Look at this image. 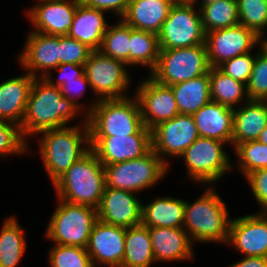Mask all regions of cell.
Wrapping results in <instances>:
<instances>
[{
  "label": "cell",
  "instance_id": "4",
  "mask_svg": "<svg viewBox=\"0 0 267 267\" xmlns=\"http://www.w3.org/2000/svg\"><path fill=\"white\" fill-rule=\"evenodd\" d=\"M52 185L56 199L98 209L106 187L104 166L90 149Z\"/></svg>",
  "mask_w": 267,
  "mask_h": 267
},
{
  "label": "cell",
  "instance_id": "39",
  "mask_svg": "<svg viewBox=\"0 0 267 267\" xmlns=\"http://www.w3.org/2000/svg\"><path fill=\"white\" fill-rule=\"evenodd\" d=\"M29 145L21 133L20 126L0 121V158L26 154L30 150Z\"/></svg>",
  "mask_w": 267,
  "mask_h": 267
},
{
  "label": "cell",
  "instance_id": "13",
  "mask_svg": "<svg viewBox=\"0 0 267 267\" xmlns=\"http://www.w3.org/2000/svg\"><path fill=\"white\" fill-rule=\"evenodd\" d=\"M90 147L103 165L138 159L152 149L151 130L143 125L128 136H90Z\"/></svg>",
  "mask_w": 267,
  "mask_h": 267
},
{
  "label": "cell",
  "instance_id": "32",
  "mask_svg": "<svg viewBox=\"0 0 267 267\" xmlns=\"http://www.w3.org/2000/svg\"><path fill=\"white\" fill-rule=\"evenodd\" d=\"M159 52L157 34L130 26L129 66L141 65L147 67L151 73L157 65Z\"/></svg>",
  "mask_w": 267,
  "mask_h": 267
},
{
  "label": "cell",
  "instance_id": "49",
  "mask_svg": "<svg viewBox=\"0 0 267 267\" xmlns=\"http://www.w3.org/2000/svg\"><path fill=\"white\" fill-rule=\"evenodd\" d=\"M174 3L193 4L195 0H173Z\"/></svg>",
  "mask_w": 267,
  "mask_h": 267
},
{
  "label": "cell",
  "instance_id": "42",
  "mask_svg": "<svg viewBox=\"0 0 267 267\" xmlns=\"http://www.w3.org/2000/svg\"><path fill=\"white\" fill-rule=\"evenodd\" d=\"M88 87L91 88L85 72L76 80L67 81L60 87L63 97L69 99L77 108H79L82 111L84 118H87L99 101L98 99L92 100L93 102L90 101L91 103L88 107H85V104L83 105V103L81 104V102H79L78 99L85 94V90Z\"/></svg>",
  "mask_w": 267,
  "mask_h": 267
},
{
  "label": "cell",
  "instance_id": "24",
  "mask_svg": "<svg viewBox=\"0 0 267 267\" xmlns=\"http://www.w3.org/2000/svg\"><path fill=\"white\" fill-rule=\"evenodd\" d=\"M267 126V101L248 100L233 114L232 147L257 140Z\"/></svg>",
  "mask_w": 267,
  "mask_h": 267
},
{
  "label": "cell",
  "instance_id": "41",
  "mask_svg": "<svg viewBox=\"0 0 267 267\" xmlns=\"http://www.w3.org/2000/svg\"><path fill=\"white\" fill-rule=\"evenodd\" d=\"M255 57L256 53L252 55L248 52L223 62L217 68L227 76L246 85L252 73Z\"/></svg>",
  "mask_w": 267,
  "mask_h": 267
},
{
  "label": "cell",
  "instance_id": "18",
  "mask_svg": "<svg viewBox=\"0 0 267 267\" xmlns=\"http://www.w3.org/2000/svg\"><path fill=\"white\" fill-rule=\"evenodd\" d=\"M36 2L25 12L33 27L31 31L50 36H67L79 1Z\"/></svg>",
  "mask_w": 267,
  "mask_h": 267
},
{
  "label": "cell",
  "instance_id": "37",
  "mask_svg": "<svg viewBox=\"0 0 267 267\" xmlns=\"http://www.w3.org/2000/svg\"><path fill=\"white\" fill-rule=\"evenodd\" d=\"M48 253L50 267H95L84 247L54 243Z\"/></svg>",
  "mask_w": 267,
  "mask_h": 267
},
{
  "label": "cell",
  "instance_id": "25",
  "mask_svg": "<svg viewBox=\"0 0 267 267\" xmlns=\"http://www.w3.org/2000/svg\"><path fill=\"white\" fill-rule=\"evenodd\" d=\"M173 4V0H130L121 19L134 29L158 34Z\"/></svg>",
  "mask_w": 267,
  "mask_h": 267
},
{
  "label": "cell",
  "instance_id": "40",
  "mask_svg": "<svg viewBox=\"0 0 267 267\" xmlns=\"http://www.w3.org/2000/svg\"><path fill=\"white\" fill-rule=\"evenodd\" d=\"M92 51L86 44L76 39L59 36V65H85Z\"/></svg>",
  "mask_w": 267,
  "mask_h": 267
},
{
  "label": "cell",
  "instance_id": "7",
  "mask_svg": "<svg viewBox=\"0 0 267 267\" xmlns=\"http://www.w3.org/2000/svg\"><path fill=\"white\" fill-rule=\"evenodd\" d=\"M103 166L106 187L136 194L158 184L170 170L152 149L141 158Z\"/></svg>",
  "mask_w": 267,
  "mask_h": 267
},
{
  "label": "cell",
  "instance_id": "5",
  "mask_svg": "<svg viewBox=\"0 0 267 267\" xmlns=\"http://www.w3.org/2000/svg\"><path fill=\"white\" fill-rule=\"evenodd\" d=\"M87 122L90 136H128L143 126L140 105L135 95L99 100L87 116Z\"/></svg>",
  "mask_w": 267,
  "mask_h": 267
},
{
  "label": "cell",
  "instance_id": "36",
  "mask_svg": "<svg viewBox=\"0 0 267 267\" xmlns=\"http://www.w3.org/2000/svg\"><path fill=\"white\" fill-rule=\"evenodd\" d=\"M239 24L264 38L267 31V1L237 0Z\"/></svg>",
  "mask_w": 267,
  "mask_h": 267
},
{
  "label": "cell",
  "instance_id": "21",
  "mask_svg": "<svg viewBox=\"0 0 267 267\" xmlns=\"http://www.w3.org/2000/svg\"><path fill=\"white\" fill-rule=\"evenodd\" d=\"M149 235L156 263L193 259L194 243L182 227H149Z\"/></svg>",
  "mask_w": 267,
  "mask_h": 267
},
{
  "label": "cell",
  "instance_id": "31",
  "mask_svg": "<svg viewBox=\"0 0 267 267\" xmlns=\"http://www.w3.org/2000/svg\"><path fill=\"white\" fill-rule=\"evenodd\" d=\"M211 101L235 109L249 100L246 85L227 76L217 67L209 69ZM240 103V104H239ZM239 105V106H238Z\"/></svg>",
  "mask_w": 267,
  "mask_h": 267
},
{
  "label": "cell",
  "instance_id": "1",
  "mask_svg": "<svg viewBox=\"0 0 267 267\" xmlns=\"http://www.w3.org/2000/svg\"><path fill=\"white\" fill-rule=\"evenodd\" d=\"M81 112V113H80ZM82 111L63 97L60 88L34 78L20 130L25 139L39 132L68 126Z\"/></svg>",
  "mask_w": 267,
  "mask_h": 267
},
{
  "label": "cell",
  "instance_id": "23",
  "mask_svg": "<svg viewBox=\"0 0 267 267\" xmlns=\"http://www.w3.org/2000/svg\"><path fill=\"white\" fill-rule=\"evenodd\" d=\"M34 78L26 72L0 83V121L21 125Z\"/></svg>",
  "mask_w": 267,
  "mask_h": 267
},
{
  "label": "cell",
  "instance_id": "16",
  "mask_svg": "<svg viewBox=\"0 0 267 267\" xmlns=\"http://www.w3.org/2000/svg\"><path fill=\"white\" fill-rule=\"evenodd\" d=\"M227 244L242 256L267 257V213L232 218Z\"/></svg>",
  "mask_w": 267,
  "mask_h": 267
},
{
  "label": "cell",
  "instance_id": "43",
  "mask_svg": "<svg viewBox=\"0 0 267 267\" xmlns=\"http://www.w3.org/2000/svg\"><path fill=\"white\" fill-rule=\"evenodd\" d=\"M256 203L261 209L257 213H267V168L254 170L245 177Z\"/></svg>",
  "mask_w": 267,
  "mask_h": 267
},
{
  "label": "cell",
  "instance_id": "34",
  "mask_svg": "<svg viewBox=\"0 0 267 267\" xmlns=\"http://www.w3.org/2000/svg\"><path fill=\"white\" fill-rule=\"evenodd\" d=\"M99 51L129 66L130 26L122 19H119L113 25L109 24Z\"/></svg>",
  "mask_w": 267,
  "mask_h": 267
},
{
  "label": "cell",
  "instance_id": "50",
  "mask_svg": "<svg viewBox=\"0 0 267 267\" xmlns=\"http://www.w3.org/2000/svg\"><path fill=\"white\" fill-rule=\"evenodd\" d=\"M265 37L261 39V44L262 47L267 51V35Z\"/></svg>",
  "mask_w": 267,
  "mask_h": 267
},
{
  "label": "cell",
  "instance_id": "48",
  "mask_svg": "<svg viewBox=\"0 0 267 267\" xmlns=\"http://www.w3.org/2000/svg\"><path fill=\"white\" fill-rule=\"evenodd\" d=\"M200 3L199 4V6H204V5H208V4H210V3H213V2H216V1H219V0H195V2L193 3L195 6H196V4H197V6H198V2Z\"/></svg>",
  "mask_w": 267,
  "mask_h": 267
},
{
  "label": "cell",
  "instance_id": "35",
  "mask_svg": "<svg viewBox=\"0 0 267 267\" xmlns=\"http://www.w3.org/2000/svg\"><path fill=\"white\" fill-rule=\"evenodd\" d=\"M237 155V170L244 178L254 170L267 168V145L258 140L239 144L234 149ZM240 166V167H239Z\"/></svg>",
  "mask_w": 267,
  "mask_h": 267
},
{
  "label": "cell",
  "instance_id": "20",
  "mask_svg": "<svg viewBox=\"0 0 267 267\" xmlns=\"http://www.w3.org/2000/svg\"><path fill=\"white\" fill-rule=\"evenodd\" d=\"M136 193L105 187L100 205L97 209L101 222L130 228L141 224L142 202Z\"/></svg>",
  "mask_w": 267,
  "mask_h": 267
},
{
  "label": "cell",
  "instance_id": "26",
  "mask_svg": "<svg viewBox=\"0 0 267 267\" xmlns=\"http://www.w3.org/2000/svg\"><path fill=\"white\" fill-rule=\"evenodd\" d=\"M106 20L104 11L86 6L79 1L67 36L86 44L93 51L99 50L109 26Z\"/></svg>",
  "mask_w": 267,
  "mask_h": 267
},
{
  "label": "cell",
  "instance_id": "10",
  "mask_svg": "<svg viewBox=\"0 0 267 267\" xmlns=\"http://www.w3.org/2000/svg\"><path fill=\"white\" fill-rule=\"evenodd\" d=\"M129 67L122 61L102 54L99 50L91 52L84 65L87 80L96 99H121L128 97L131 85ZM98 97V98H97Z\"/></svg>",
  "mask_w": 267,
  "mask_h": 267
},
{
  "label": "cell",
  "instance_id": "47",
  "mask_svg": "<svg viewBox=\"0 0 267 267\" xmlns=\"http://www.w3.org/2000/svg\"><path fill=\"white\" fill-rule=\"evenodd\" d=\"M259 142L264 143L267 145V126L264 128V130L260 133L258 139Z\"/></svg>",
  "mask_w": 267,
  "mask_h": 267
},
{
  "label": "cell",
  "instance_id": "15",
  "mask_svg": "<svg viewBox=\"0 0 267 267\" xmlns=\"http://www.w3.org/2000/svg\"><path fill=\"white\" fill-rule=\"evenodd\" d=\"M135 90L143 125L149 130L179 114L171 86L158 83L149 75L146 80L142 79Z\"/></svg>",
  "mask_w": 267,
  "mask_h": 267
},
{
  "label": "cell",
  "instance_id": "2",
  "mask_svg": "<svg viewBox=\"0 0 267 267\" xmlns=\"http://www.w3.org/2000/svg\"><path fill=\"white\" fill-rule=\"evenodd\" d=\"M82 122L37 134L39 155L52 184L91 149L87 118Z\"/></svg>",
  "mask_w": 267,
  "mask_h": 267
},
{
  "label": "cell",
  "instance_id": "44",
  "mask_svg": "<svg viewBox=\"0 0 267 267\" xmlns=\"http://www.w3.org/2000/svg\"><path fill=\"white\" fill-rule=\"evenodd\" d=\"M52 70L58 71L57 79H54L52 77L53 75L51 72H48L43 78L50 85L59 88L67 81L76 80L85 72L84 65H74V64H60L57 68Z\"/></svg>",
  "mask_w": 267,
  "mask_h": 267
},
{
  "label": "cell",
  "instance_id": "12",
  "mask_svg": "<svg viewBox=\"0 0 267 267\" xmlns=\"http://www.w3.org/2000/svg\"><path fill=\"white\" fill-rule=\"evenodd\" d=\"M261 39L241 24L210 31L205 37L208 63L210 67H218L238 55L252 52L255 46L261 44Z\"/></svg>",
  "mask_w": 267,
  "mask_h": 267
},
{
  "label": "cell",
  "instance_id": "27",
  "mask_svg": "<svg viewBox=\"0 0 267 267\" xmlns=\"http://www.w3.org/2000/svg\"><path fill=\"white\" fill-rule=\"evenodd\" d=\"M185 201L171 196L154 198L142 204L141 224L146 227H183Z\"/></svg>",
  "mask_w": 267,
  "mask_h": 267
},
{
  "label": "cell",
  "instance_id": "14",
  "mask_svg": "<svg viewBox=\"0 0 267 267\" xmlns=\"http://www.w3.org/2000/svg\"><path fill=\"white\" fill-rule=\"evenodd\" d=\"M198 137L193 116L178 114L151 130L152 150L170 166L166 157L179 158Z\"/></svg>",
  "mask_w": 267,
  "mask_h": 267
},
{
  "label": "cell",
  "instance_id": "11",
  "mask_svg": "<svg viewBox=\"0 0 267 267\" xmlns=\"http://www.w3.org/2000/svg\"><path fill=\"white\" fill-rule=\"evenodd\" d=\"M194 4L174 3L158 35L160 50L205 45L200 10Z\"/></svg>",
  "mask_w": 267,
  "mask_h": 267
},
{
  "label": "cell",
  "instance_id": "30",
  "mask_svg": "<svg viewBox=\"0 0 267 267\" xmlns=\"http://www.w3.org/2000/svg\"><path fill=\"white\" fill-rule=\"evenodd\" d=\"M25 232L17 217L6 218L0 230V267H16L26 253Z\"/></svg>",
  "mask_w": 267,
  "mask_h": 267
},
{
  "label": "cell",
  "instance_id": "38",
  "mask_svg": "<svg viewBox=\"0 0 267 267\" xmlns=\"http://www.w3.org/2000/svg\"><path fill=\"white\" fill-rule=\"evenodd\" d=\"M246 90L249 100L267 101V51L262 44L258 46Z\"/></svg>",
  "mask_w": 267,
  "mask_h": 267
},
{
  "label": "cell",
  "instance_id": "8",
  "mask_svg": "<svg viewBox=\"0 0 267 267\" xmlns=\"http://www.w3.org/2000/svg\"><path fill=\"white\" fill-rule=\"evenodd\" d=\"M226 144L216 139L198 137L179 156L184 160L189 180L209 186L235 169L229 153L224 151L223 146Z\"/></svg>",
  "mask_w": 267,
  "mask_h": 267
},
{
  "label": "cell",
  "instance_id": "19",
  "mask_svg": "<svg viewBox=\"0 0 267 267\" xmlns=\"http://www.w3.org/2000/svg\"><path fill=\"white\" fill-rule=\"evenodd\" d=\"M18 61L25 72L35 78H43L59 66V36L29 32Z\"/></svg>",
  "mask_w": 267,
  "mask_h": 267
},
{
  "label": "cell",
  "instance_id": "9",
  "mask_svg": "<svg viewBox=\"0 0 267 267\" xmlns=\"http://www.w3.org/2000/svg\"><path fill=\"white\" fill-rule=\"evenodd\" d=\"M205 45L160 50L159 59L150 76L158 83L171 86L200 77L209 72Z\"/></svg>",
  "mask_w": 267,
  "mask_h": 267
},
{
  "label": "cell",
  "instance_id": "17",
  "mask_svg": "<svg viewBox=\"0 0 267 267\" xmlns=\"http://www.w3.org/2000/svg\"><path fill=\"white\" fill-rule=\"evenodd\" d=\"M126 228L97 220L86 250L95 267H120L125 251Z\"/></svg>",
  "mask_w": 267,
  "mask_h": 267
},
{
  "label": "cell",
  "instance_id": "51",
  "mask_svg": "<svg viewBox=\"0 0 267 267\" xmlns=\"http://www.w3.org/2000/svg\"><path fill=\"white\" fill-rule=\"evenodd\" d=\"M44 1H81V0H44Z\"/></svg>",
  "mask_w": 267,
  "mask_h": 267
},
{
  "label": "cell",
  "instance_id": "22",
  "mask_svg": "<svg viewBox=\"0 0 267 267\" xmlns=\"http://www.w3.org/2000/svg\"><path fill=\"white\" fill-rule=\"evenodd\" d=\"M234 109L210 101L192 116L199 137L216 139L232 146Z\"/></svg>",
  "mask_w": 267,
  "mask_h": 267
},
{
  "label": "cell",
  "instance_id": "45",
  "mask_svg": "<svg viewBox=\"0 0 267 267\" xmlns=\"http://www.w3.org/2000/svg\"><path fill=\"white\" fill-rule=\"evenodd\" d=\"M130 0H81L86 6L98 9L104 12H112L121 19L128 7Z\"/></svg>",
  "mask_w": 267,
  "mask_h": 267
},
{
  "label": "cell",
  "instance_id": "46",
  "mask_svg": "<svg viewBox=\"0 0 267 267\" xmlns=\"http://www.w3.org/2000/svg\"><path fill=\"white\" fill-rule=\"evenodd\" d=\"M228 267H267V257L242 256L238 262Z\"/></svg>",
  "mask_w": 267,
  "mask_h": 267
},
{
  "label": "cell",
  "instance_id": "3",
  "mask_svg": "<svg viewBox=\"0 0 267 267\" xmlns=\"http://www.w3.org/2000/svg\"><path fill=\"white\" fill-rule=\"evenodd\" d=\"M200 197L185 201L183 229L192 242L227 244L231 222L226 203L212 186H207Z\"/></svg>",
  "mask_w": 267,
  "mask_h": 267
},
{
  "label": "cell",
  "instance_id": "28",
  "mask_svg": "<svg viewBox=\"0 0 267 267\" xmlns=\"http://www.w3.org/2000/svg\"><path fill=\"white\" fill-rule=\"evenodd\" d=\"M179 114L193 115L211 101L209 72L175 85H171Z\"/></svg>",
  "mask_w": 267,
  "mask_h": 267
},
{
  "label": "cell",
  "instance_id": "33",
  "mask_svg": "<svg viewBox=\"0 0 267 267\" xmlns=\"http://www.w3.org/2000/svg\"><path fill=\"white\" fill-rule=\"evenodd\" d=\"M198 8L205 33L239 24L237 0H219Z\"/></svg>",
  "mask_w": 267,
  "mask_h": 267
},
{
  "label": "cell",
  "instance_id": "6",
  "mask_svg": "<svg viewBox=\"0 0 267 267\" xmlns=\"http://www.w3.org/2000/svg\"><path fill=\"white\" fill-rule=\"evenodd\" d=\"M58 201L45 236L58 245L86 248L93 225L98 220L97 209L61 199Z\"/></svg>",
  "mask_w": 267,
  "mask_h": 267
},
{
  "label": "cell",
  "instance_id": "29",
  "mask_svg": "<svg viewBox=\"0 0 267 267\" xmlns=\"http://www.w3.org/2000/svg\"><path fill=\"white\" fill-rule=\"evenodd\" d=\"M156 263L149 227L142 224L126 228L125 251L120 267H151Z\"/></svg>",
  "mask_w": 267,
  "mask_h": 267
}]
</instances>
